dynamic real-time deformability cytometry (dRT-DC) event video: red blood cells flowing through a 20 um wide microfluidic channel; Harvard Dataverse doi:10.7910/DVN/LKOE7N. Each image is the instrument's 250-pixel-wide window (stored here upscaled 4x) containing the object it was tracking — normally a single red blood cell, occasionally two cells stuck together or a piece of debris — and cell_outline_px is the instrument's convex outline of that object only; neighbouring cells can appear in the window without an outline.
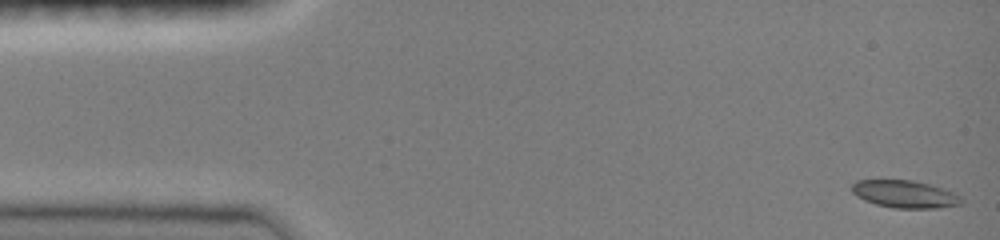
{"species": "common noctule bat (a hibernating species)", "species_latin": "Nyctalus noctula", "temperature_condition": "room temperature", "stored_images_in_passage": 47, "camera_frame_rate_fps": 3000, "um_per_image_px": 0.085, "animal": {"sex": "female", "body_mass_g": 19.0, "forearm_length_mm": 51.5}, "frame": {"image": 1, "passage_image": 1, "time_ms": 0.0, "image_size_px": [1000, 240], "cell_outline_px": [[960, 204], [936, 208], [892, 208], [876, 204], [864, 200], [856, 196], [852, 192], [852, 184], [856, 180], [912, 180], [928, 184], [940, 188], [960, 196]], "centroid_in_image_um": [76.83, 16.5], "position_along_channel_um": 8.2, "area_um2": 17.22}}
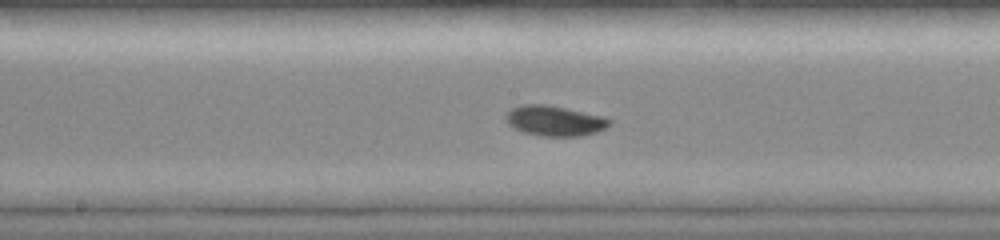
{"frame": {"image": 2, "passage_image": 24, "time_ms": 7.667, "image_size_px": [1000, 240], "cell_outline_px": [[612, 124], [596, 132], [580, 136], [540, 136], [524, 132], [512, 128], [508, 124], [504, 116], [512, 108], [524, 104], [548, 104], [604, 116], [612, 120]], "centroid_in_image_um": [47.15, 10.26], "position_along_channel_um": 201.1, "area_um2": 18.44}}
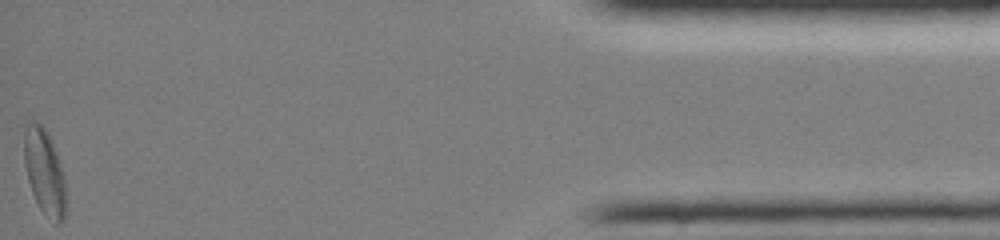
{"frame": {"image": 3, "passage_image": 47, "time_ms": 15.333, "image_size_px": [1000, 240], "cell_outline_px": [[64, 220], [60, 224], [56, 224], [40, 208], [32, 192], [28, 180], [24, 164], [24, 128], [32, 120], [40, 124], [48, 132], [56, 152], [64, 180]], "centroid_in_image_um": [3.75, 14.58], "position_along_channel_um": 431.5, "area_um2": 20.35}, "authors_computed_cell_mechanics": {"area_um2": 17.2244, "velocity_mm_per_s": 4.0455, "shape_relaxation_time_tau1_ms": 3.3654, "shape_relaxation_time_tau2_ms": null, "deformation_change_tau1": 0.1199, "deformation_change_tau2": null}}